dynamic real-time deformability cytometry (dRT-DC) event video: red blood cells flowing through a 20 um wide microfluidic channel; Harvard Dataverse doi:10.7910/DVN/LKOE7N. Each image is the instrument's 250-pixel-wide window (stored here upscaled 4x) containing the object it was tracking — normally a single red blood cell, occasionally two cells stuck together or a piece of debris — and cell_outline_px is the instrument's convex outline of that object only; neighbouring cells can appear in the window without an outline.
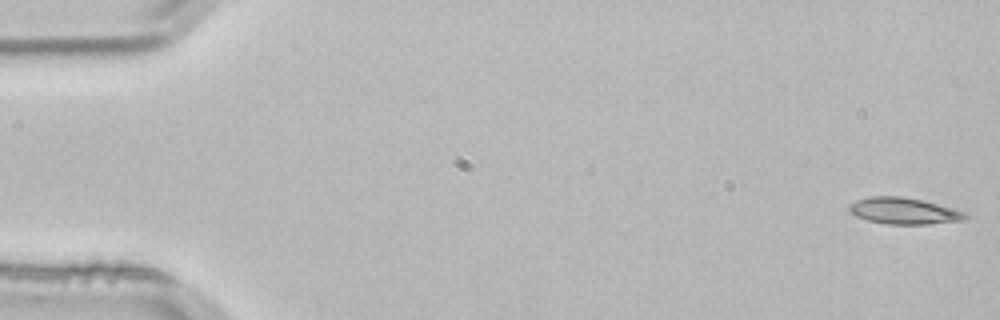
{"species": "common noctule bat (a hibernating species)", "species_latin": "Nyctalus noctula", "temperature_condition": "room temperature", "stored_images_in_passage": 53, "camera_frame_rate_fps": 3000, "um_per_image_px": 0.085, "animal": {"sex": "male", "body_mass_g": 21.5, "forearm_length_mm": 52.0}, "frame": {"image": 1, "passage_image": 1, "time_ms": 0.0, "image_size_px": [1000, 320], "cell_outline_px": [[968, 216], [964, 220], [928, 224], [884, 224], [868, 220], [856, 216], [848, 208], [848, 204], [856, 200], [872, 196], [904, 196], [952, 208], [964, 212]], "centroid_in_image_um": [76.79, 17.93], "position_along_channel_um": 8.2, "area_um2": 17.74}}
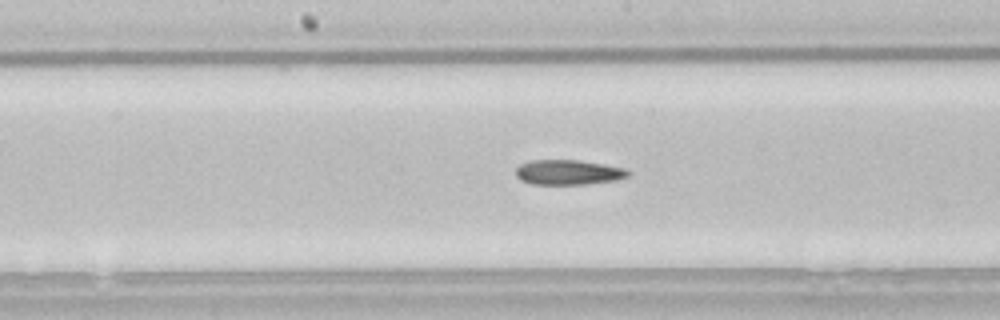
{"frame": {"image": 2, "passage_image": 27, "time_ms": 8.667, "image_size_px": [1000, 320], "cell_outline_px": [[632, 172], [628, 176], [616, 180], [588, 184], [532, 184], [520, 180], [516, 176], [516, 168], [520, 164], [528, 160], [580, 160], [624, 168]], "centroid_in_image_um": [48.29, 14.64], "position_along_channel_um": 199.9, "area_um2": 16.42}}
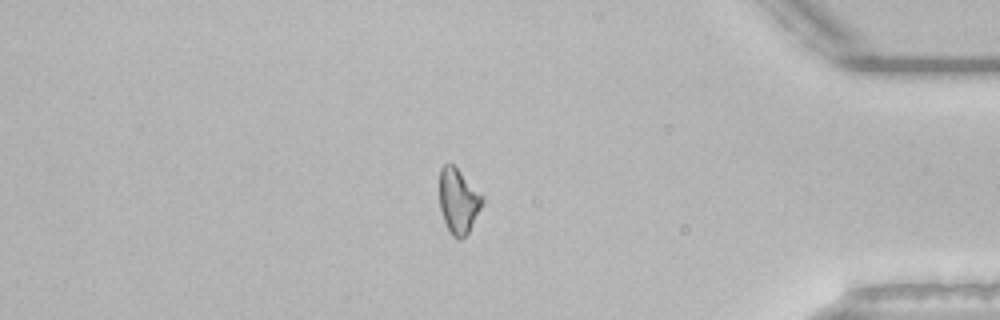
{"frame": {"image": 3, "passage_image": 45, "time_ms": 14.667, "image_size_px": [1000, 320], "cell_outline_px": [[480, 208], [468, 232], [460, 240], [456, 240], [452, 236], [444, 220], [440, 208], [440, 168], [444, 164], [452, 164], [460, 172], [480, 196]], "centroid_in_image_um": [38.89, 17.12], "position_along_channel_um": 396.3, "area_um2": 15.32}}